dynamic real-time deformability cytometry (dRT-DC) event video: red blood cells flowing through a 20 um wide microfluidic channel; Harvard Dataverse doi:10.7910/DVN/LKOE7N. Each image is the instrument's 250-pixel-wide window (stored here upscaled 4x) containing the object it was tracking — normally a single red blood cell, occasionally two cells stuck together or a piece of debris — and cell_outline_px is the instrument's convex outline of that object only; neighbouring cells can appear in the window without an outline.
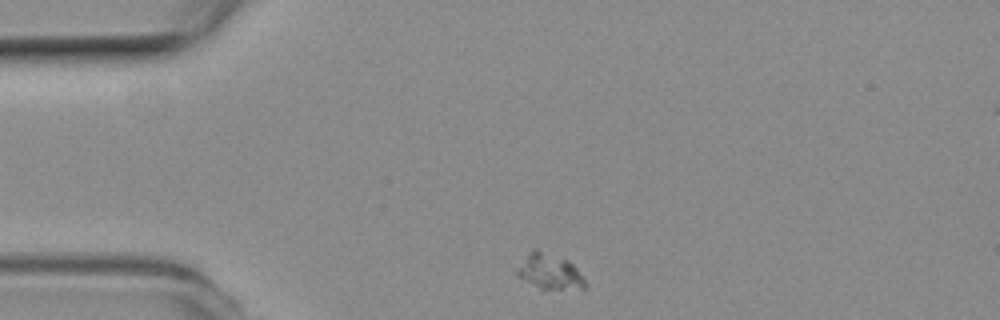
{"species": "common noctule bat (a hibernating species)", "species_latin": "Nyctalus noctula", "temperature_condition": "room temperature", "stored_images_in_passage": 48, "segment_of_instrument_passage": [1, 2], "camera_frame_rate_fps": 3000, "um_per_image_px": 0.085, "animal": {"sex": "female", "body_mass_g": 19.3, "forearm_length_mm": 54.1}, "frame": {"image": 1, "passage_image": 1, "time_ms": 0.0, "image_size_px": [1000, 320], "cell_outline_px": [[588, 288], [544, 292], [516, 276], [512, 268], [532, 248], [536, 248], [568, 260], [580, 272], [588, 284]], "centroid_in_image_um": [46.66, 23.13], "position_along_channel_um": 38.3, "area_um2": 15.2}}
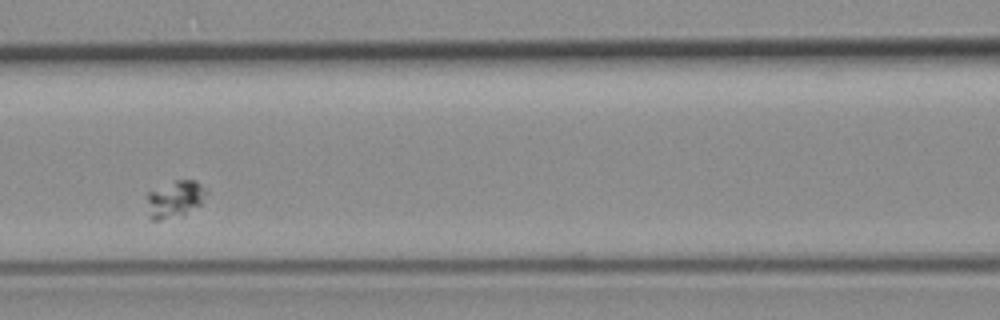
{"frame": {"image": 2, "passage_image": 14, "time_ms": 4.333, "image_size_px": [1000, 320], "cell_outline_px": [[208, 192], [200, 204], [184, 212], [160, 220], [152, 220], [148, 216], [148, 192], [176, 180], [196, 180]], "centroid_in_image_um": [14.85, 16.89], "position_along_channel_um": 151.7, "area_um2": 12.2}}
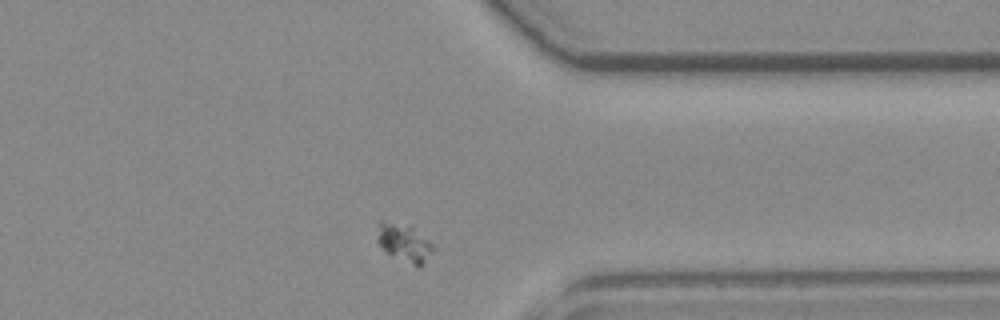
{"frame": {"image": 3, "passage_image": 34, "time_ms": 11.0, "image_size_px": [1000, 320], "cell_outline_px": [[436, 248], [424, 264], [420, 268], [388, 252], [376, 240], [376, 236], [380, 220], [384, 220], [412, 224]], "centroid_in_image_um": [34.39, 20.58], "position_along_channel_um": 377.0, "area_um2": 12.54}}